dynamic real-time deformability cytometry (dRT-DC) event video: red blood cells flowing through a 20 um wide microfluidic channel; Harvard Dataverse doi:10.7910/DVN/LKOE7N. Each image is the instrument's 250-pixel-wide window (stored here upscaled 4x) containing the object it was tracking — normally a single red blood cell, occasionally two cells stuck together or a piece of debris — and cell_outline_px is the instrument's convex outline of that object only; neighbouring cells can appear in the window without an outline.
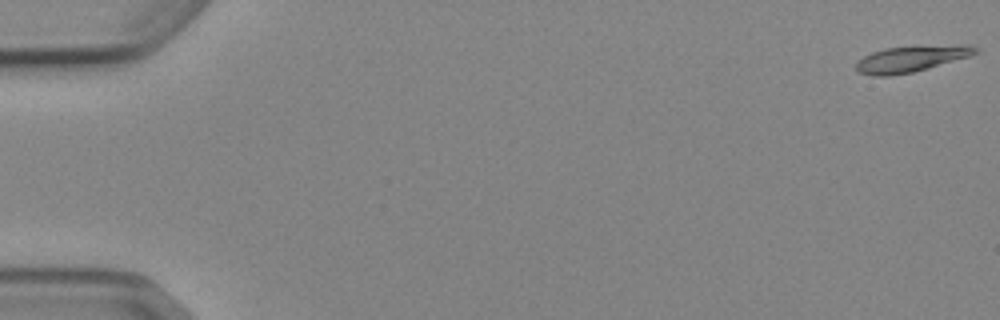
{"species": "Egyptian fruit bat (a non-hibernating species)", "species_latin": "Rousettus aegyptiacus", "temperature_condition": "cold", "stored_images_in_passage": 5, "camera_frame_rate_fps": 3000, "um_per_image_px": 0.085, "animal": {"sex": "female"}, "frame": {"image": 1, "passage_image": 1, "time_ms": 0.0, "image_size_px": [1000, 320], "cell_outline_px": [[980, 52], [968, 56], [928, 68], [912, 72], [888, 76], [872, 76], [860, 72], [856, 68], [856, 64], [864, 56], [872, 52], [884, 48], [960, 44], [972, 44], [980, 48]], "centroid_in_image_um": [77.51, 4.98], "position_along_channel_um": 7.5, "area_um2": 18.09}}
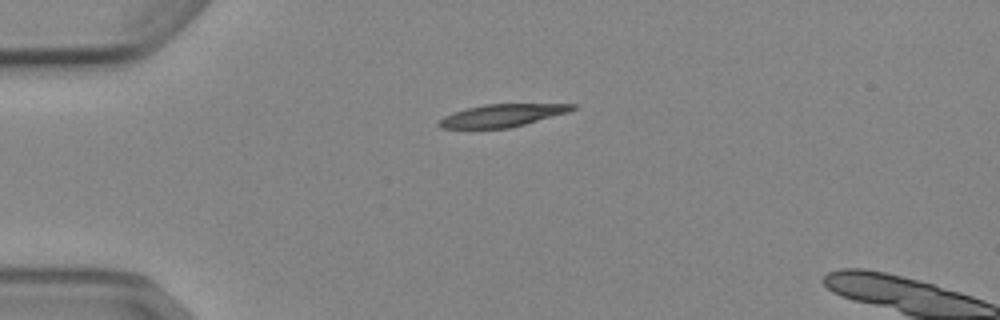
{"frame": {"image": 2, "passage_image": 4, "time_ms": 4.333, "image_size_px": [1000, 320], "cell_outline_px": [[576, 108], [568, 112], [524, 124], [508, 128], [440, 128], [436, 124], [444, 116], [452, 112], [464, 108], [484, 104], [576, 104]], "centroid_in_image_um": [42.63, 9.81], "position_along_channel_um": 42.4, "area_um2": 17.46}}